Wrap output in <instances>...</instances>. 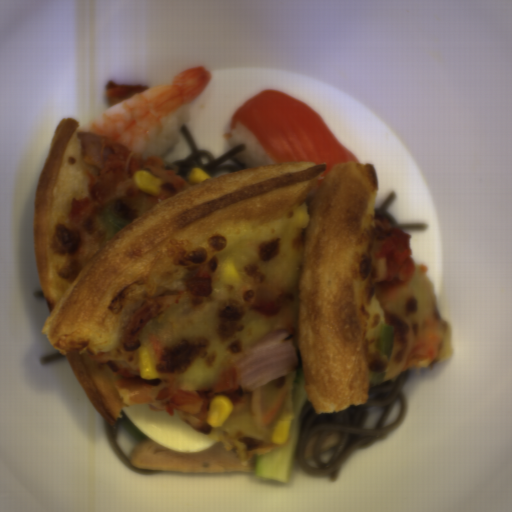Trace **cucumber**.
<instances>
[{"label":"cucumber","mask_w":512,"mask_h":512,"mask_svg":"<svg viewBox=\"0 0 512 512\" xmlns=\"http://www.w3.org/2000/svg\"><path fill=\"white\" fill-rule=\"evenodd\" d=\"M293 343L298 361L291 391L293 417L287 438L280 447L266 453L255 454L256 475L264 480H280L284 484L289 482L292 474L299 436L301 406L309 400L306 392L303 364L299 352L298 337L293 340Z\"/></svg>","instance_id":"8b760119"}]
</instances>
